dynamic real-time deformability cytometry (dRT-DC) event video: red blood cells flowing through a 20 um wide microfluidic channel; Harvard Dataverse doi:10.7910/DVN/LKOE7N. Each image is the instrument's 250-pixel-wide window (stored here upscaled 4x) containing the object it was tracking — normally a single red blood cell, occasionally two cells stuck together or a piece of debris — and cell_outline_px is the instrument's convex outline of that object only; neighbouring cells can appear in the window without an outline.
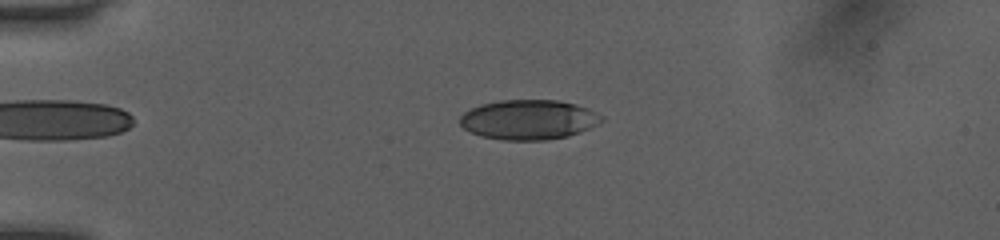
{"species": "human", "species_latin": "Homo sapiens", "temperature_condition": "room temperature", "stored_images_in_passage": 12, "camera_frame_rate_fps": 3000, "um_per_image_px": 0.085, "donor": {"sex": "female"}, "frame": {"image": 1, "passage_image": 7, "time_ms": 2.0, "image_size_px": [1000, 240], "cell_outline_px": [[604, 120], [580, 132], [568, 136], [544, 140], [504, 140], [480, 136], [464, 128], [460, 124], [460, 116], [464, 112], [480, 104], [500, 100], [556, 100], [576, 104], [588, 108], [604, 116]], "centroid_in_image_um": [44.93, 10.16], "position_along_channel_um": 40.1, "area_um2": 32.83}}
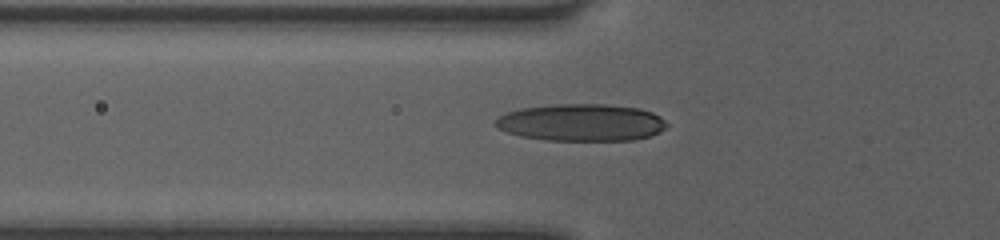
{"frame": {"image": 2, "passage_image": 10, "time_ms": 3.0, "image_size_px": [1000, 240], "cell_outline_px": [[668, 124], [660, 132], [652, 136], [632, 140], [544, 140], [520, 136], [508, 132], [500, 128], [496, 124], [496, 116], [504, 112], [520, 108], [556, 104], [608, 104], [640, 108], [652, 112], [660, 116]], "centroid_in_image_um": [49.43, 10.4], "position_along_channel_um": 76.4, "area_um2": 37.28}}
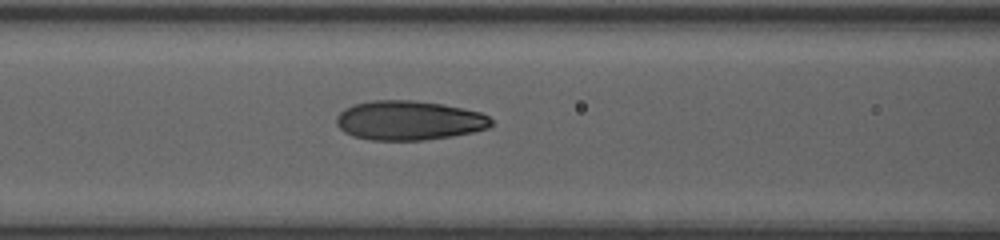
{"frame": {"image": 3, "passage_image": 12, "time_ms": 3.667, "image_size_px": [1000, 240], "cell_outline_px": [[492, 124], [488, 128], [472, 132], [452, 136], [424, 140], [372, 140], [352, 136], [344, 132], [336, 124], [336, 116], [344, 108], [356, 104], [372, 100], [412, 100], [440, 104], [480, 112], [488, 116], [492, 120]], "centroid_in_image_um": [34.73, 10.24], "position_along_channel_um": 131.9, "area_um2": 35.43}}